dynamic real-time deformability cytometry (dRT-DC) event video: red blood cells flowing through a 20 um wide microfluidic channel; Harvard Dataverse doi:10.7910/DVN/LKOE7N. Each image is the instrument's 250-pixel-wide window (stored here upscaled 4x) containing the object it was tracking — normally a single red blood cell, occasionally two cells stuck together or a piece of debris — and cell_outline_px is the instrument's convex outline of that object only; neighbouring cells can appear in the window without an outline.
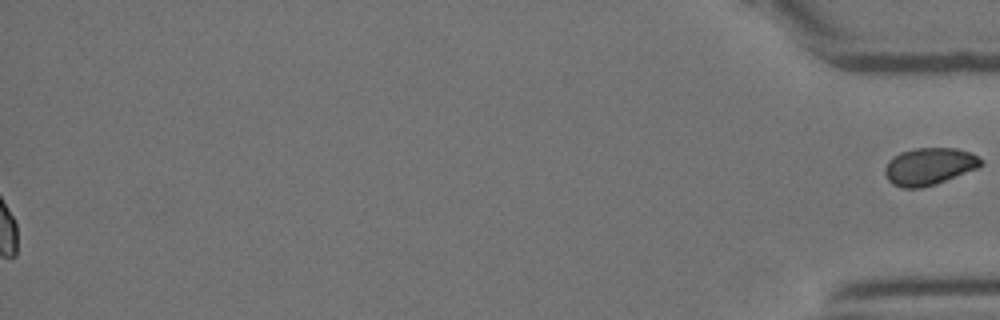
{"species": "Egyptian fruit bat (a non-hibernating species)", "species_latin": "Rousettus aegyptiacus", "temperature_condition": "room temperature", "stored_images_in_passage": 44, "segment_of_instrument_passage": [2, 2], "camera_frame_rate_fps": 3000, "um_per_image_px": 0.085, "animal": {"sex": "female"}, "frame": {"image": 1, "passage_image": 44, "time_ms": 14.333, "image_size_px": [1000, 320], "cell_outline_px": [[984, 164], [980, 168], [936, 184], [920, 188], [904, 188], [892, 184], [888, 180], [884, 172], [884, 168], [888, 160], [892, 156], [900, 152], [916, 148], [956, 148], [972, 152], [980, 156], [984, 160]], "centroid_in_image_um": [79.03, 14.13], "position_along_channel_um": 356.2, "area_um2": 21.33}}